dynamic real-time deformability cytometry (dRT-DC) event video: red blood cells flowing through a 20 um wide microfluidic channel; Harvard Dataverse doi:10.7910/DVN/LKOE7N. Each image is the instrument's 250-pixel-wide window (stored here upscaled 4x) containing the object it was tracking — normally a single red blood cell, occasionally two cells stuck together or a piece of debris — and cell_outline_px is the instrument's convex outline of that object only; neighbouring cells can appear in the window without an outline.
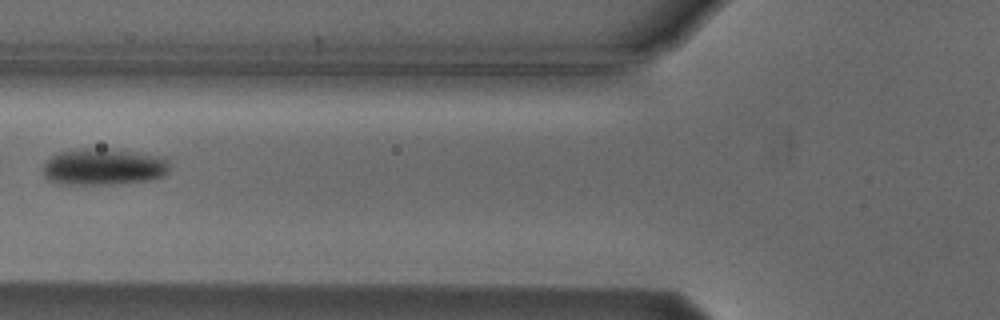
{"species": "Egyptian fruit bat (a non-hibernating species)", "species_latin": "Rousettus aegyptiacus", "temperature_condition": "cold", "stored_images_in_passage": 5, "camera_frame_rate_fps": 3000, "um_per_image_px": 0.085, "animal": {"sex": "male"}, "frame": {"image": 1, "passage_image": 5, "time_ms": 5.667, "image_size_px": [1000, 320], "cell_outline_px": [[168, 172], [164, 176], [148, 180], [108, 184], [64, 184], [48, 180], [44, 176], [44, 160], [60, 152], [76, 148], [108, 148], [144, 152], [164, 156], [168, 160]], "centroid_in_image_um": [8.83, 14.15], "position_along_channel_um": 117.0, "area_um2": 27.46}}